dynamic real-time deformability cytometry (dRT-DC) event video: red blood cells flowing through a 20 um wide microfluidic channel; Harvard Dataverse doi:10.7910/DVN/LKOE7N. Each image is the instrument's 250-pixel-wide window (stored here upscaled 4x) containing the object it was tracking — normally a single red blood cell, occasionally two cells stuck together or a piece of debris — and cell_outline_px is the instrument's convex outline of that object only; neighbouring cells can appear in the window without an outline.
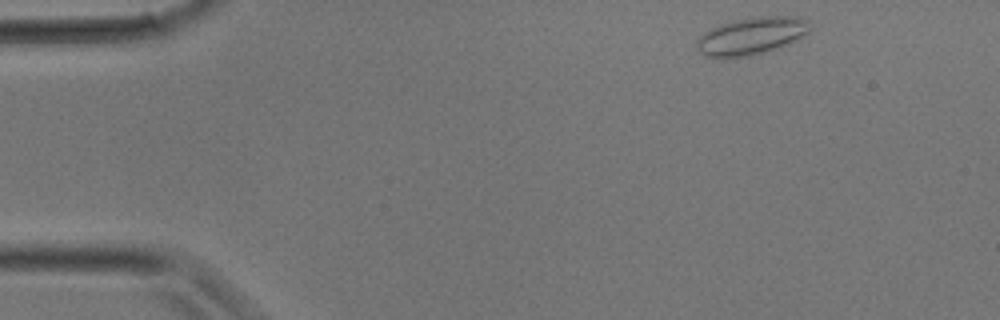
{"species": "common noctule bat (a hibernating species)", "species_latin": "Nyctalus noctula", "temperature_condition": "room temperature", "stored_images_in_passage": 30, "segment_of_instrument_passage": [1, 2], "camera_frame_rate_fps": 3000, "um_per_image_px": 0.085, "animal": {"sex": "male", "body_mass_g": 17.9}, "frame": {"image": 1, "passage_image": 1, "time_ms": 0.0, "image_size_px": [1000, 320], "cell_outline_px": [[808, 32], [804, 36], [788, 44], [752, 56], [704, 56], [696, 48], [696, 40], [704, 32], [720, 24], [760, 16], [792, 16], [808, 20]], "centroid_in_image_um": [63.87, 3.05], "position_along_channel_um": 21.1, "area_um2": 24.16}}
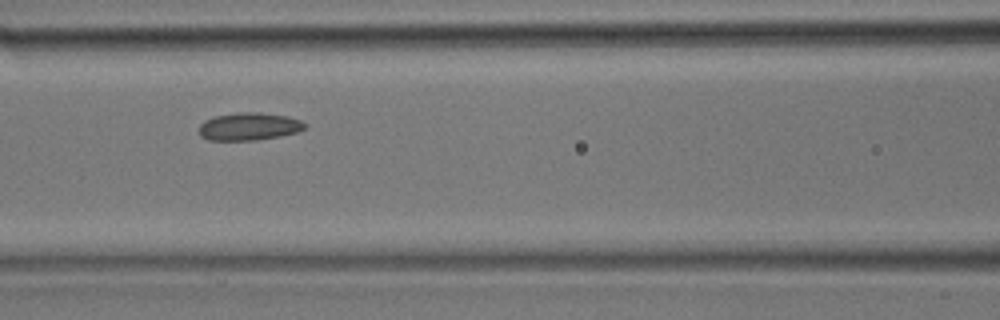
{"frame": {"image": 2, "passage_image": 11, "time_ms": 3.333, "image_size_px": [1000, 320], "cell_outline_px": [[308, 124], [304, 128], [296, 132], [280, 136], [260, 140], [208, 140], [200, 136], [200, 124], [204, 120], [212, 116], [240, 112], [256, 112], [288, 116], [300, 120]], "centroid_in_image_um": [21.15, 10.75], "position_along_channel_um": 145.4, "area_um2": 17.17}}
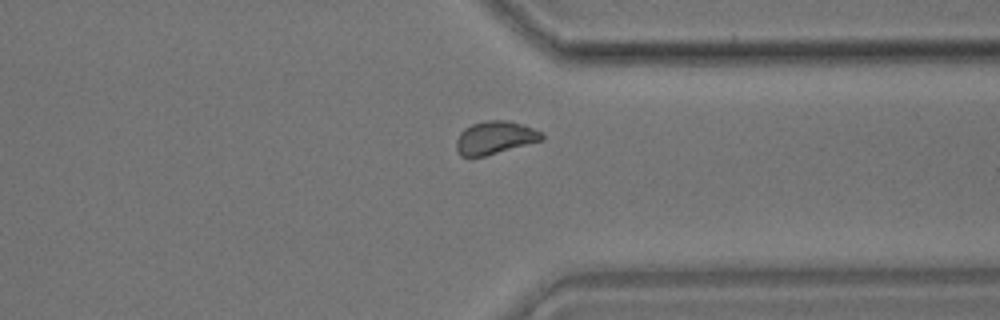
{"frame": {"image": 3, "passage_image": 22, "time_ms": 7.0, "image_size_px": [1000, 320], "cell_outline_px": [[544, 140], [484, 156], [460, 156], [456, 152], [456, 140], [460, 132], [464, 128], [472, 124], [484, 120], [508, 120], [532, 128], [540, 132], [544, 136]], "centroid_in_image_um": [42.04, 11.7], "position_along_channel_um": 369.4, "area_um2": 16.42}}